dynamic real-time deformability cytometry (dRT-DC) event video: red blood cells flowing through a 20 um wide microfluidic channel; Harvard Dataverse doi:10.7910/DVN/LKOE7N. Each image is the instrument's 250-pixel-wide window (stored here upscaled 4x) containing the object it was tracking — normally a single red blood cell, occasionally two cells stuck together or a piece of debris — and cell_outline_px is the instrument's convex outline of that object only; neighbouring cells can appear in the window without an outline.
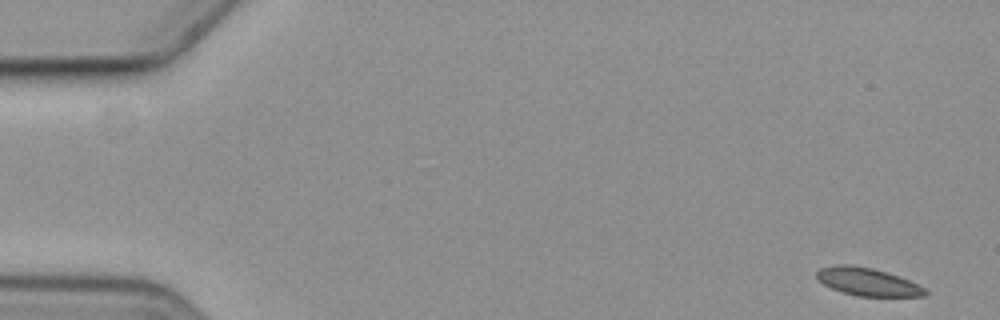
{"species": "common noctule bat (a hibernating species)", "species_latin": "Nyctalus noctula", "temperature_condition": "cold", "stored_images_in_passage": 58, "camera_frame_rate_fps": 3000, "um_per_image_px": 0.085, "animal": {"sex": "female", "body_mass_g": 19.3, "forearm_length_mm": 54.1}, "frame": {"image": 1, "passage_image": 1, "time_ms": 0.0, "image_size_px": [1000, 320], "cell_outline_px": [[928, 292], [924, 296], [856, 296], [832, 288], [816, 280], [816, 272], [820, 268], [836, 264], [852, 264], [872, 268], [908, 280], [924, 288]], "centroid_in_image_um": [73.68, 23.94], "position_along_channel_um": 11.3, "area_um2": 17.4}}
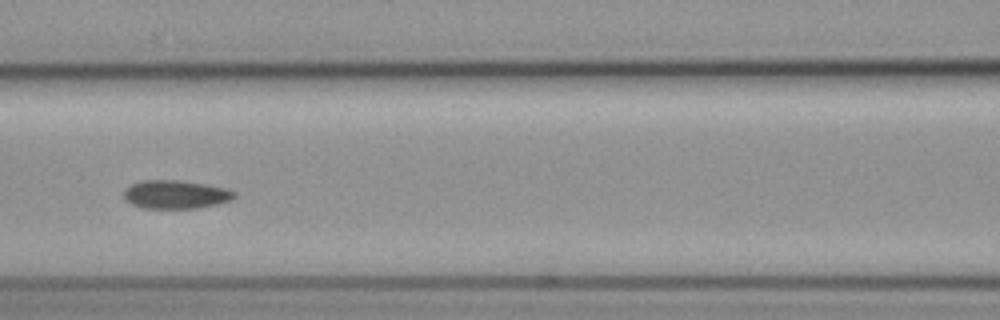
{"frame": {"image": 2, "passage_image": 25, "time_ms": 8.0, "image_size_px": [1000, 320], "cell_outline_px": [[236, 196], [232, 200], [216, 204], [196, 208], [140, 208], [124, 200], [124, 188], [132, 184], [144, 180], [176, 180], [204, 184], [228, 188], [236, 192]], "centroid_in_image_um": [14.93, 16.53], "position_along_channel_um": 151.7, "area_um2": 18.38}}
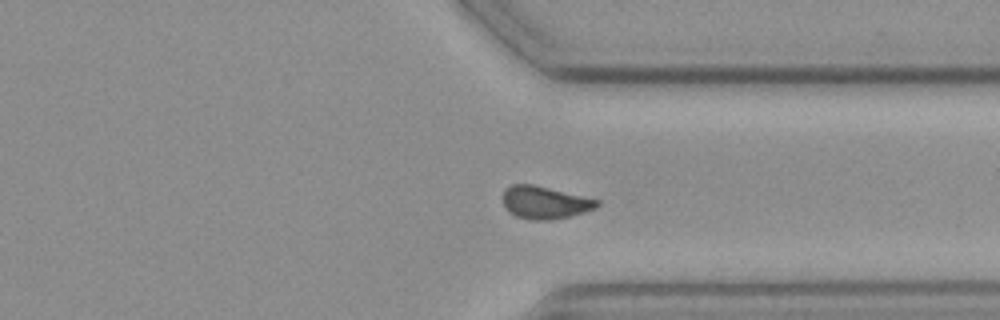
{"frame": {"image": 3, "passage_image": 43, "time_ms": 14.0, "image_size_px": [1000, 320], "cell_outline_px": [[600, 204], [596, 208], [572, 216], [548, 220], [528, 220], [516, 216], [508, 212], [504, 208], [504, 188], [512, 184], [532, 184], [600, 200]], "centroid_in_image_um": [46.3, 17.22], "position_along_channel_um": 365.1, "area_um2": 17.98}}